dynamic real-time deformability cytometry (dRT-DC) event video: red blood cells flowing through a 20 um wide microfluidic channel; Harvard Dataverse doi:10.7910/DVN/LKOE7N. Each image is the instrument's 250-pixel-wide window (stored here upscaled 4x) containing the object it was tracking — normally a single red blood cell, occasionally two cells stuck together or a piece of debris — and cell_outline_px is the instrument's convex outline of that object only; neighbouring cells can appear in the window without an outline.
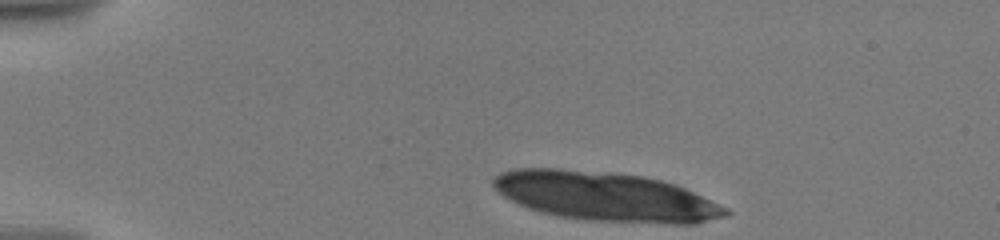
{"species": "human", "species_latin": "Homo sapiens", "temperature_condition": "warm", "stored_images_in_passage": 10, "camera_frame_rate_fps": 3000, "um_per_image_px": 0.085, "donor": {"sex": "male"}, "frame": {"image": 1, "passage_image": 1, "time_ms": 0.0, "image_size_px": [1000, 240], "cell_outline_px": [[732, 212], [728, 216], [696, 224], [668, 224], [588, 220], [556, 216], [540, 212], [528, 208], [504, 196], [492, 184], [492, 180], [500, 172], [516, 168], [560, 168], [612, 172], [644, 176], [676, 184], [728, 208]], "centroid_in_image_um": [51.51, 16.71], "position_along_channel_um": 33.5, "area_um2": 66.87}}